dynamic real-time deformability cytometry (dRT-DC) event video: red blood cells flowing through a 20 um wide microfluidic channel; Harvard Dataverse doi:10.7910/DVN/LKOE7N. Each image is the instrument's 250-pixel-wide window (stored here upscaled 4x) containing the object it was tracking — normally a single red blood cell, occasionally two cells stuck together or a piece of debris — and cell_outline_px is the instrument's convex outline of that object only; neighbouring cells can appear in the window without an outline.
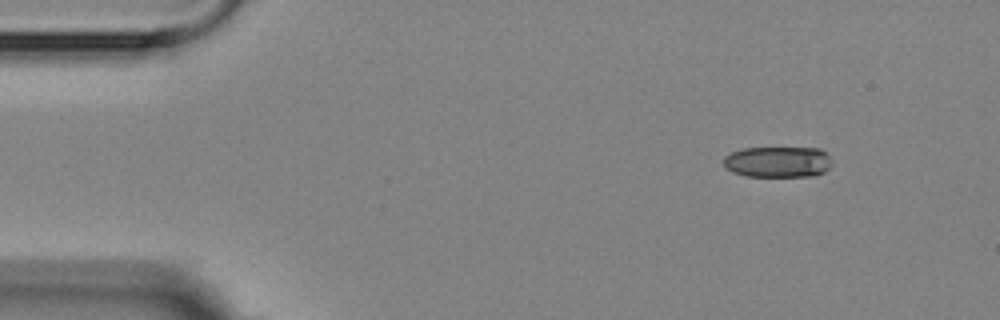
{"species": "Egyptian fruit bat (a non-hibernating species)", "species_latin": "Rousettus aegyptiacus", "temperature_condition": "room temperature", "stored_images_in_passage": 4, "camera_frame_rate_fps": 3000, "um_per_image_px": 0.085, "animal": {"sex": "female"}, "frame": {"image": 1, "passage_image": 1, "time_ms": 0.0, "image_size_px": [1000, 320], "cell_outline_px": [[832, 168], [824, 172], [812, 176], [744, 176], [732, 172], [724, 168], [724, 156], [732, 152], [744, 148], [820, 148], [832, 160]], "centroid_in_image_um": [66.12, 13.77], "position_along_channel_um": 18.9, "area_um2": 19.77}}
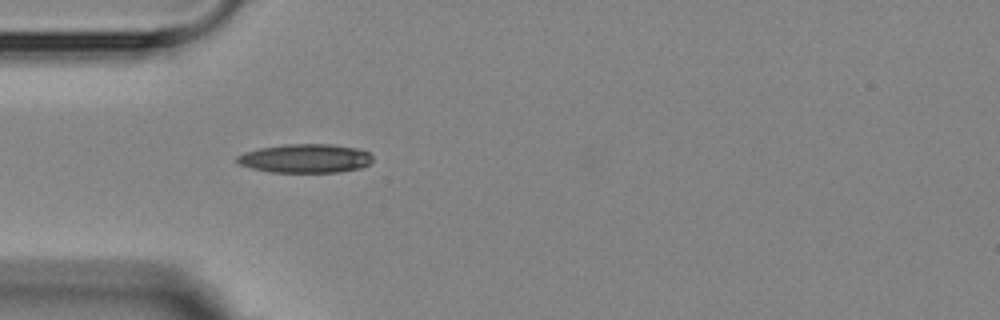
{"frame": {"image": 2, "passage_image": 4, "time_ms": 3.333, "image_size_px": [1000, 320], "cell_outline_px": [[372, 160], [368, 164], [360, 168], [340, 172], [272, 172], [252, 168], [240, 164], [236, 160], [236, 156], [244, 152], [260, 148], [284, 144], [332, 144], [356, 148], [368, 152], [372, 156]], "centroid_in_image_um": [25.95, 13.46], "position_along_channel_um": 59.0, "area_um2": 22.72}}